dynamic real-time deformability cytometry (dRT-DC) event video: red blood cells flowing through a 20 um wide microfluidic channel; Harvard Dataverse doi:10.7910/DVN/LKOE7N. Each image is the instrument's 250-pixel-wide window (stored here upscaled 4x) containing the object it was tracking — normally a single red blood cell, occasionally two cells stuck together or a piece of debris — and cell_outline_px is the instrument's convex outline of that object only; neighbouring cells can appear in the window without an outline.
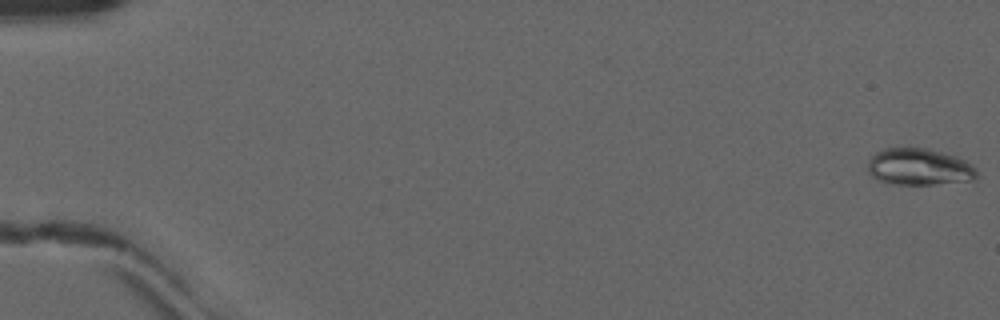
{"species": "common noctule bat (a hibernating species)", "species_latin": "Nyctalus noctula", "temperature_condition": "warm", "stored_images_in_passage": 17, "camera_frame_rate_fps": 3000, "um_per_image_px": 0.085, "animal": {"sex": "male", "forearm_length_mm": 52.5}, "frame": {"image": 1, "passage_image": 1, "time_ms": 0.0, "image_size_px": [1000, 320], "cell_outline_px": [[976, 180], [932, 184], [892, 184], [876, 180], [868, 172], [868, 160], [876, 152], [884, 148], [928, 148], [956, 156], [972, 164], [976, 168]], "centroid_in_image_um": [78.12, 14.19], "position_along_channel_um": 6.9, "area_um2": 23.47}}